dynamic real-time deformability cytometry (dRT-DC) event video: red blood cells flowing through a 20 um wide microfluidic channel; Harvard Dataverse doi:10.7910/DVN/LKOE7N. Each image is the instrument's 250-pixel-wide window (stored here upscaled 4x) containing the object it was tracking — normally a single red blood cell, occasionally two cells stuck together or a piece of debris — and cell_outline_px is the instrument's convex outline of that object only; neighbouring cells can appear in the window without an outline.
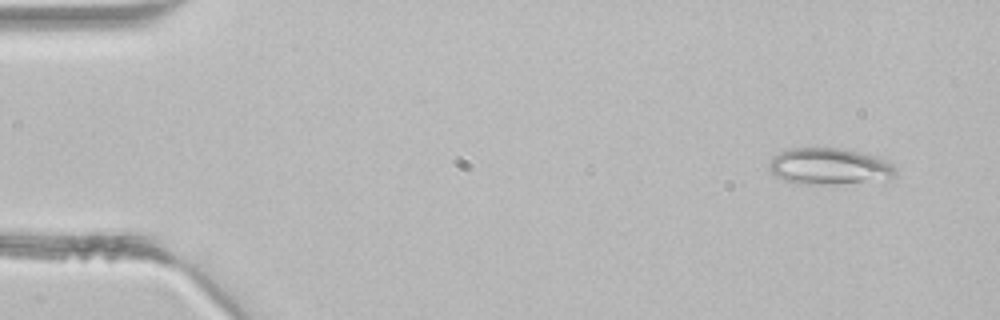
{"species": "common noctule bat (a hibernating species)", "species_latin": "Nyctalus noctula", "temperature_condition": "room temperature", "stored_images_in_passage": 3, "camera_frame_rate_fps": 3000, "um_per_image_px": 0.085, "animal": {"sex": "male", "body_mass_g": 21.5, "forearm_length_mm": 52.0}, "frame": {"image": 1, "passage_image": 1, "time_ms": 0.0, "image_size_px": [1000, 320], "cell_outline_px": [[896, 172], [884, 184], [800, 184], [784, 180], [776, 176], [768, 168], [768, 164], [772, 156], [788, 148], [840, 148], [876, 156], [892, 164], [896, 168]], "centroid_in_image_um": [70.56, 14.18], "position_along_channel_um": 14.4, "area_um2": 27.74}}